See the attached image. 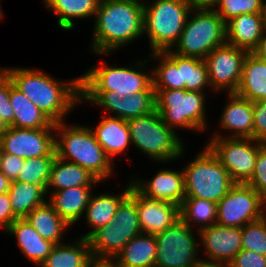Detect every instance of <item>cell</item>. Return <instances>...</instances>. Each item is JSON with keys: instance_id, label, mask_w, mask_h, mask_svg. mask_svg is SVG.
<instances>
[{"instance_id": "obj_1", "label": "cell", "mask_w": 266, "mask_h": 267, "mask_svg": "<svg viewBox=\"0 0 266 267\" xmlns=\"http://www.w3.org/2000/svg\"><path fill=\"white\" fill-rule=\"evenodd\" d=\"M2 69L13 85L54 123L63 122L68 112L81 102L80 77L63 82L35 69Z\"/></svg>"}, {"instance_id": "obj_2", "label": "cell", "mask_w": 266, "mask_h": 267, "mask_svg": "<svg viewBox=\"0 0 266 267\" xmlns=\"http://www.w3.org/2000/svg\"><path fill=\"white\" fill-rule=\"evenodd\" d=\"M144 1L100 0L95 14L91 49L107 55L141 37Z\"/></svg>"}, {"instance_id": "obj_3", "label": "cell", "mask_w": 266, "mask_h": 267, "mask_svg": "<svg viewBox=\"0 0 266 267\" xmlns=\"http://www.w3.org/2000/svg\"><path fill=\"white\" fill-rule=\"evenodd\" d=\"M56 156L87 169L99 181L113 174L112 160L96 141L92 128L55 123ZM58 138V139H57Z\"/></svg>"}, {"instance_id": "obj_4", "label": "cell", "mask_w": 266, "mask_h": 267, "mask_svg": "<svg viewBox=\"0 0 266 267\" xmlns=\"http://www.w3.org/2000/svg\"><path fill=\"white\" fill-rule=\"evenodd\" d=\"M143 33L153 52L172 50L178 43L192 10L187 0H154L143 3Z\"/></svg>"}, {"instance_id": "obj_5", "label": "cell", "mask_w": 266, "mask_h": 267, "mask_svg": "<svg viewBox=\"0 0 266 267\" xmlns=\"http://www.w3.org/2000/svg\"><path fill=\"white\" fill-rule=\"evenodd\" d=\"M131 143L157 162L181 158L184 144L175 130L168 127L155 110L151 114L127 121Z\"/></svg>"}, {"instance_id": "obj_6", "label": "cell", "mask_w": 266, "mask_h": 267, "mask_svg": "<svg viewBox=\"0 0 266 267\" xmlns=\"http://www.w3.org/2000/svg\"><path fill=\"white\" fill-rule=\"evenodd\" d=\"M190 14L172 51L204 60L213 49L226 43L225 22L213 9H192Z\"/></svg>"}, {"instance_id": "obj_7", "label": "cell", "mask_w": 266, "mask_h": 267, "mask_svg": "<svg viewBox=\"0 0 266 267\" xmlns=\"http://www.w3.org/2000/svg\"><path fill=\"white\" fill-rule=\"evenodd\" d=\"M192 160L181 169L185 196L218 203L235 184L229 172L207 146Z\"/></svg>"}, {"instance_id": "obj_8", "label": "cell", "mask_w": 266, "mask_h": 267, "mask_svg": "<svg viewBox=\"0 0 266 267\" xmlns=\"http://www.w3.org/2000/svg\"><path fill=\"white\" fill-rule=\"evenodd\" d=\"M147 62V60L137 61L135 68L131 65L129 67H112L104 64L98 67L92 66L80 76L81 92L113 91L122 98L139 91H155L152 70L149 74L143 72ZM137 67L139 69L136 70Z\"/></svg>"}, {"instance_id": "obj_9", "label": "cell", "mask_w": 266, "mask_h": 267, "mask_svg": "<svg viewBox=\"0 0 266 267\" xmlns=\"http://www.w3.org/2000/svg\"><path fill=\"white\" fill-rule=\"evenodd\" d=\"M140 233L142 232L136 196L130 191L118 206L113 219L94 231L87 239L92 256L115 258L124 246Z\"/></svg>"}, {"instance_id": "obj_10", "label": "cell", "mask_w": 266, "mask_h": 267, "mask_svg": "<svg viewBox=\"0 0 266 267\" xmlns=\"http://www.w3.org/2000/svg\"><path fill=\"white\" fill-rule=\"evenodd\" d=\"M205 99L204 92L185 89L155 90L156 111L172 129L204 131L207 128Z\"/></svg>"}, {"instance_id": "obj_11", "label": "cell", "mask_w": 266, "mask_h": 267, "mask_svg": "<svg viewBox=\"0 0 266 267\" xmlns=\"http://www.w3.org/2000/svg\"><path fill=\"white\" fill-rule=\"evenodd\" d=\"M207 147L229 172L234 183L247 184L254 172L258 150L265 144L252 138H225L214 134Z\"/></svg>"}, {"instance_id": "obj_12", "label": "cell", "mask_w": 266, "mask_h": 267, "mask_svg": "<svg viewBox=\"0 0 266 267\" xmlns=\"http://www.w3.org/2000/svg\"><path fill=\"white\" fill-rule=\"evenodd\" d=\"M155 240L157 253L154 267H192L200 259L193 229L181 219L156 234Z\"/></svg>"}, {"instance_id": "obj_13", "label": "cell", "mask_w": 266, "mask_h": 267, "mask_svg": "<svg viewBox=\"0 0 266 267\" xmlns=\"http://www.w3.org/2000/svg\"><path fill=\"white\" fill-rule=\"evenodd\" d=\"M264 199L248 184L235 183L217 203L216 223L242 228L266 215Z\"/></svg>"}, {"instance_id": "obj_14", "label": "cell", "mask_w": 266, "mask_h": 267, "mask_svg": "<svg viewBox=\"0 0 266 267\" xmlns=\"http://www.w3.org/2000/svg\"><path fill=\"white\" fill-rule=\"evenodd\" d=\"M249 52L225 43L206 57L209 82L216 92L235 93L241 81L243 64Z\"/></svg>"}, {"instance_id": "obj_15", "label": "cell", "mask_w": 266, "mask_h": 267, "mask_svg": "<svg viewBox=\"0 0 266 267\" xmlns=\"http://www.w3.org/2000/svg\"><path fill=\"white\" fill-rule=\"evenodd\" d=\"M55 129H24L9 126L0 136V147L8 153L24 159L56 155Z\"/></svg>"}, {"instance_id": "obj_16", "label": "cell", "mask_w": 266, "mask_h": 267, "mask_svg": "<svg viewBox=\"0 0 266 267\" xmlns=\"http://www.w3.org/2000/svg\"><path fill=\"white\" fill-rule=\"evenodd\" d=\"M96 104L110 114L123 120L151 114L156 110L155 91H139L131 96L120 97L113 91L110 92H81V101Z\"/></svg>"}, {"instance_id": "obj_17", "label": "cell", "mask_w": 266, "mask_h": 267, "mask_svg": "<svg viewBox=\"0 0 266 267\" xmlns=\"http://www.w3.org/2000/svg\"><path fill=\"white\" fill-rule=\"evenodd\" d=\"M130 191L136 196L142 233L149 235L162 233L180 219L177 204L145 197L133 185L130 187Z\"/></svg>"}, {"instance_id": "obj_18", "label": "cell", "mask_w": 266, "mask_h": 267, "mask_svg": "<svg viewBox=\"0 0 266 267\" xmlns=\"http://www.w3.org/2000/svg\"><path fill=\"white\" fill-rule=\"evenodd\" d=\"M197 233L208 257L207 260L229 263L242 249V228L215 223Z\"/></svg>"}, {"instance_id": "obj_19", "label": "cell", "mask_w": 266, "mask_h": 267, "mask_svg": "<svg viewBox=\"0 0 266 267\" xmlns=\"http://www.w3.org/2000/svg\"><path fill=\"white\" fill-rule=\"evenodd\" d=\"M132 184L145 197L172 202L178 206L186 197L183 170L178 172L165 168L155 174L151 180L142 182L139 179H132Z\"/></svg>"}, {"instance_id": "obj_20", "label": "cell", "mask_w": 266, "mask_h": 267, "mask_svg": "<svg viewBox=\"0 0 266 267\" xmlns=\"http://www.w3.org/2000/svg\"><path fill=\"white\" fill-rule=\"evenodd\" d=\"M228 97L219 122L223 129L231 132V136L225 135V138L254 139L253 102L236 93H228Z\"/></svg>"}, {"instance_id": "obj_21", "label": "cell", "mask_w": 266, "mask_h": 267, "mask_svg": "<svg viewBox=\"0 0 266 267\" xmlns=\"http://www.w3.org/2000/svg\"><path fill=\"white\" fill-rule=\"evenodd\" d=\"M226 43L251 53L263 36L261 13L241 14L225 23Z\"/></svg>"}, {"instance_id": "obj_22", "label": "cell", "mask_w": 266, "mask_h": 267, "mask_svg": "<svg viewBox=\"0 0 266 267\" xmlns=\"http://www.w3.org/2000/svg\"><path fill=\"white\" fill-rule=\"evenodd\" d=\"M93 186H77L52 191L49 193V204L70 226L75 225L84 215L92 195ZM91 193V194H90Z\"/></svg>"}, {"instance_id": "obj_23", "label": "cell", "mask_w": 266, "mask_h": 267, "mask_svg": "<svg viewBox=\"0 0 266 267\" xmlns=\"http://www.w3.org/2000/svg\"><path fill=\"white\" fill-rule=\"evenodd\" d=\"M5 232L16 237L20 251L34 265L40 266L55 245L43 239L25 218L14 220Z\"/></svg>"}, {"instance_id": "obj_24", "label": "cell", "mask_w": 266, "mask_h": 267, "mask_svg": "<svg viewBox=\"0 0 266 267\" xmlns=\"http://www.w3.org/2000/svg\"><path fill=\"white\" fill-rule=\"evenodd\" d=\"M92 131L96 141L112 161L113 156L124 152L131 143L127 121L113 115H104L97 128Z\"/></svg>"}, {"instance_id": "obj_25", "label": "cell", "mask_w": 266, "mask_h": 267, "mask_svg": "<svg viewBox=\"0 0 266 267\" xmlns=\"http://www.w3.org/2000/svg\"><path fill=\"white\" fill-rule=\"evenodd\" d=\"M128 184L126 185V189L124 188L123 192L119 195L108 193L91 195L87 208L85 209L84 219L92 230L80 237L87 239L94 231L105 226L113 219L118 206L130 193V187L133 185L132 181Z\"/></svg>"}, {"instance_id": "obj_26", "label": "cell", "mask_w": 266, "mask_h": 267, "mask_svg": "<svg viewBox=\"0 0 266 267\" xmlns=\"http://www.w3.org/2000/svg\"><path fill=\"white\" fill-rule=\"evenodd\" d=\"M10 103L14 111V121L10 125L11 127L24 129H55V123L13 85L11 78Z\"/></svg>"}, {"instance_id": "obj_27", "label": "cell", "mask_w": 266, "mask_h": 267, "mask_svg": "<svg viewBox=\"0 0 266 267\" xmlns=\"http://www.w3.org/2000/svg\"><path fill=\"white\" fill-rule=\"evenodd\" d=\"M98 182L87 169L56 156L51 166L46 193L51 192V188L53 191H59L70 187L94 186Z\"/></svg>"}, {"instance_id": "obj_28", "label": "cell", "mask_w": 266, "mask_h": 267, "mask_svg": "<svg viewBox=\"0 0 266 267\" xmlns=\"http://www.w3.org/2000/svg\"><path fill=\"white\" fill-rule=\"evenodd\" d=\"M249 101L266 99V61L248 53L242 70L241 81L235 92Z\"/></svg>"}, {"instance_id": "obj_29", "label": "cell", "mask_w": 266, "mask_h": 267, "mask_svg": "<svg viewBox=\"0 0 266 267\" xmlns=\"http://www.w3.org/2000/svg\"><path fill=\"white\" fill-rule=\"evenodd\" d=\"M157 253L155 235L140 233L115 256L120 267H154Z\"/></svg>"}, {"instance_id": "obj_30", "label": "cell", "mask_w": 266, "mask_h": 267, "mask_svg": "<svg viewBox=\"0 0 266 267\" xmlns=\"http://www.w3.org/2000/svg\"><path fill=\"white\" fill-rule=\"evenodd\" d=\"M72 243L55 244L39 267H86L92 257L88 239L79 237Z\"/></svg>"}, {"instance_id": "obj_31", "label": "cell", "mask_w": 266, "mask_h": 267, "mask_svg": "<svg viewBox=\"0 0 266 267\" xmlns=\"http://www.w3.org/2000/svg\"><path fill=\"white\" fill-rule=\"evenodd\" d=\"M180 70L181 89L195 92H205L204 87H210L208 70L205 60L196 57H185L172 50L163 51Z\"/></svg>"}, {"instance_id": "obj_32", "label": "cell", "mask_w": 266, "mask_h": 267, "mask_svg": "<svg viewBox=\"0 0 266 267\" xmlns=\"http://www.w3.org/2000/svg\"><path fill=\"white\" fill-rule=\"evenodd\" d=\"M8 194L13 214L18 219L25 218L33 209L48 201L45 199L46 188L29 182L12 181Z\"/></svg>"}, {"instance_id": "obj_33", "label": "cell", "mask_w": 266, "mask_h": 267, "mask_svg": "<svg viewBox=\"0 0 266 267\" xmlns=\"http://www.w3.org/2000/svg\"><path fill=\"white\" fill-rule=\"evenodd\" d=\"M25 219L40 234V236L54 244H61L64 232L69 224L63 220L48 201L33 209ZM66 230V231H65Z\"/></svg>"}, {"instance_id": "obj_34", "label": "cell", "mask_w": 266, "mask_h": 267, "mask_svg": "<svg viewBox=\"0 0 266 267\" xmlns=\"http://www.w3.org/2000/svg\"><path fill=\"white\" fill-rule=\"evenodd\" d=\"M57 19L58 26L63 30H73V18H91L95 16L100 0H43Z\"/></svg>"}, {"instance_id": "obj_35", "label": "cell", "mask_w": 266, "mask_h": 267, "mask_svg": "<svg viewBox=\"0 0 266 267\" xmlns=\"http://www.w3.org/2000/svg\"><path fill=\"white\" fill-rule=\"evenodd\" d=\"M180 219L192 228L197 224V231L210 227L217 220V203L196 197H185L179 206Z\"/></svg>"}, {"instance_id": "obj_36", "label": "cell", "mask_w": 266, "mask_h": 267, "mask_svg": "<svg viewBox=\"0 0 266 267\" xmlns=\"http://www.w3.org/2000/svg\"><path fill=\"white\" fill-rule=\"evenodd\" d=\"M149 56L160 62L152 69L154 90L181 89V76L177 65L164 52H153Z\"/></svg>"}, {"instance_id": "obj_37", "label": "cell", "mask_w": 266, "mask_h": 267, "mask_svg": "<svg viewBox=\"0 0 266 267\" xmlns=\"http://www.w3.org/2000/svg\"><path fill=\"white\" fill-rule=\"evenodd\" d=\"M55 157L56 155H46L25 159L16 181L29 182L46 188Z\"/></svg>"}, {"instance_id": "obj_38", "label": "cell", "mask_w": 266, "mask_h": 267, "mask_svg": "<svg viewBox=\"0 0 266 267\" xmlns=\"http://www.w3.org/2000/svg\"><path fill=\"white\" fill-rule=\"evenodd\" d=\"M242 249L266 256V215L242 227Z\"/></svg>"}, {"instance_id": "obj_39", "label": "cell", "mask_w": 266, "mask_h": 267, "mask_svg": "<svg viewBox=\"0 0 266 267\" xmlns=\"http://www.w3.org/2000/svg\"><path fill=\"white\" fill-rule=\"evenodd\" d=\"M266 0H219L213 10L226 23L241 14L261 13ZM218 7V8H217Z\"/></svg>"}, {"instance_id": "obj_40", "label": "cell", "mask_w": 266, "mask_h": 267, "mask_svg": "<svg viewBox=\"0 0 266 267\" xmlns=\"http://www.w3.org/2000/svg\"><path fill=\"white\" fill-rule=\"evenodd\" d=\"M247 184L262 197L266 195V144L258 150L254 172Z\"/></svg>"}, {"instance_id": "obj_41", "label": "cell", "mask_w": 266, "mask_h": 267, "mask_svg": "<svg viewBox=\"0 0 266 267\" xmlns=\"http://www.w3.org/2000/svg\"><path fill=\"white\" fill-rule=\"evenodd\" d=\"M0 115L10 126L14 121V111L10 103V77L0 68Z\"/></svg>"}, {"instance_id": "obj_42", "label": "cell", "mask_w": 266, "mask_h": 267, "mask_svg": "<svg viewBox=\"0 0 266 267\" xmlns=\"http://www.w3.org/2000/svg\"><path fill=\"white\" fill-rule=\"evenodd\" d=\"M254 140L266 144V99L253 102Z\"/></svg>"}, {"instance_id": "obj_43", "label": "cell", "mask_w": 266, "mask_h": 267, "mask_svg": "<svg viewBox=\"0 0 266 267\" xmlns=\"http://www.w3.org/2000/svg\"><path fill=\"white\" fill-rule=\"evenodd\" d=\"M230 267H266V256L241 249L229 262Z\"/></svg>"}, {"instance_id": "obj_44", "label": "cell", "mask_w": 266, "mask_h": 267, "mask_svg": "<svg viewBox=\"0 0 266 267\" xmlns=\"http://www.w3.org/2000/svg\"><path fill=\"white\" fill-rule=\"evenodd\" d=\"M24 158L8 153L2 154L0 171L12 182L16 181L21 168H23Z\"/></svg>"}, {"instance_id": "obj_45", "label": "cell", "mask_w": 266, "mask_h": 267, "mask_svg": "<svg viewBox=\"0 0 266 267\" xmlns=\"http://www.w3.org/2000/svg\"><path fill=\"white\" fill-rule=\"evenodd\" d=\"M16 219L18 218L13 214L8 192L0 194V227H3L1 229L6 231Z\"/></svg>"}, {"instance_id": "obj_46", "label": "cell", "mask_w": 266, "mask_h": 267, "mask_svg": "<svg viewBox=\"0 0 266 267\" xmlns=\"http://www.w3.org/2000/svg\"><path fill=\"white\" fill-rule=\"evenodd\" d=\"M86 267H120L115 258L92 256Z\"/></svg>"}, {"instance_id": "obj_47", "label": "cell", "mask_w": 266, "mask_h": 267, "mask_svg": "<svg viewBox=\"0 0 266 267\" xmlns=\"http://www.w3.org/2000/svg\"><path fill=\"white\" fill-rule=\"evenodd\" d=\"M192 9H213L219 0H187ZM214 6V7H213Z\"/></svg>"}, {"instance_id": "obj_48", "label": "cell", "mask_w": 266, "mask_h": 267, "mask_svg": "<svg viewBox=\"0 0 266 267\" xmlns=\"http://www.w3.org/2000/svg\"><path fill=\"white\" fill-rule=\"evenodd\" d=\"M256 57L266 61V33L263 34L256 48L251 52Z\"/></svg>"}, {"instance_id": "obj_49", "label": "cell", "mask_w": 266, "mask_h": 267, "mask_svg": "<svg viewBox=\"0 0 266 267\" xmlns=\"http://www.w3.org/2000/svg\"><path fill=\"white\" fill-rule=\"evenodd\" d=\"M192 267H230L229 263L220 261H211L207 259H199Z\"/></svg>"}, {"instance_id": "obj_50", "label": "cell", "mask_w": 266, "mask_h": 267, "mask_svg": "<svg viewBox=\"0 0 266 267\" xmlns=\"http://www.w3.org/2000/svg\"><path fill=\"white\" fill-rule=\"evenodd\" d=\"M11 181L0 171V194L9 191Z\"/></svg>"}, {"instance_id": "obj_51", "label": "cell", "mask_w": 266, "mask_h": 267, "mask_svg": "<svg viewBox=\"0 0 266 267\" xmlns=\"http://www.w3.org/2000/svg\"><path fill=\"white\" fill-rule=\"evenodd\" d=\"M261 15H262V22H263V32L266 33V2H264Z\"/></svg>"}, {"instance_id": "obj_52", "label": "cell", "mask_w": 266, "mask_h": 267, "mask_svg": "<svg viewBox=\"0 0 266 267\" xmlns=\"http://www.w3.org/2000/svg\"><path fill=\"white\" fill-rule=\"evenodd\" d=\"M9 126L4 122L0 115V136H2L7 130Z\"/></svg>"}, {"instance_id": "obj_53", "label": "cell", "mask_w": 266, "mask_h": 267, "mask_svg": "<svg viewBox=\"0 0 266 267\" xmlns=\"http://www.w3.org/2000/svg\"><path fill=\"white\" fill-rule=\"evenodd\" d=\"M2 154H3V151H2V149L0 147V165H1V160H2Z\"/></svg>"}, {"instance_id": "obj_54", "label": "cell", "mask_w": 266, "mask_h": 267, "mask_svg": "<svg viewBox=\"0 0 266 267\" xmlns=\"http://www.w3.org/2000/svg\"><path fill=\"white\" fill-rule=\"evenodd\" d=\"M263 199H264V211H265V209H266V195L263 197Z\"/></svg>"}, {"instance_id": "obj_55", "label": "cell", "mask_w": 266, "mask_h": 267, "mask_svg": "<svg viewBox=\"0 0 266 267\" xmlns=\"http://www.w3.org/2000/svg\"><path fill=\"white\" fill-rule=\"evenodd\" d=\"M2 9H1V5H0V19L2 20V17H3V15H2V11H1Z\"/></svg>"}]
</instances>
